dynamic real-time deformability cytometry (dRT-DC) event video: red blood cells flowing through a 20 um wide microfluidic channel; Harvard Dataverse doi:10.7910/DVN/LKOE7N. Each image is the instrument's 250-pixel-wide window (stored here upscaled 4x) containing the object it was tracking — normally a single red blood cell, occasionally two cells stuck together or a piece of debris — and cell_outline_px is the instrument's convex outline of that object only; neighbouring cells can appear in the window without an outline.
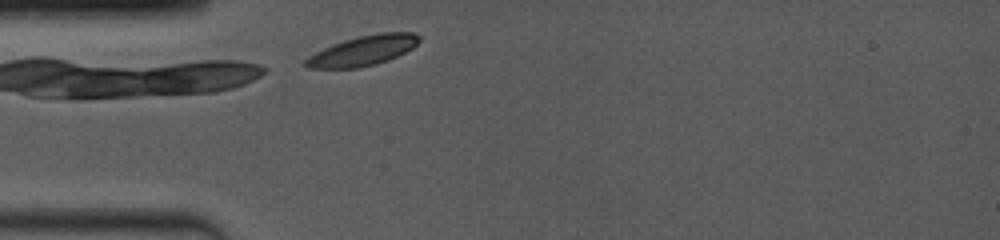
{"species": "common noctule bat (a hibernating species)", "species_latin": "Nyctalus noctula", "temperature_condition": "room temperature", "stored_images_in_passage": 22, "camera_frame_rate_fps": 4000, "um_per_image_px": 0.085, "animal": {"sex": "female", "body_mass_g": 19.0, "forearm_length_mm": 53.3}, "frame": {"image": 1, "passage_image": 1, "time_ms": 0.0, "image_size_px": [1000, 240], "cell_outline_px": [[420, 40], [412, 48], [388, 60], [376, 64], [356, 68], [304, 68], [300, 64], [308, 56], [332, 44], [344, 40], [360, 36], [380, 32], [412, 32], [420, 36]], "centroid_in_image_um": [30.8, 4.31], "position_along_channel_um": 54.2, "area_um2": 19.83}}
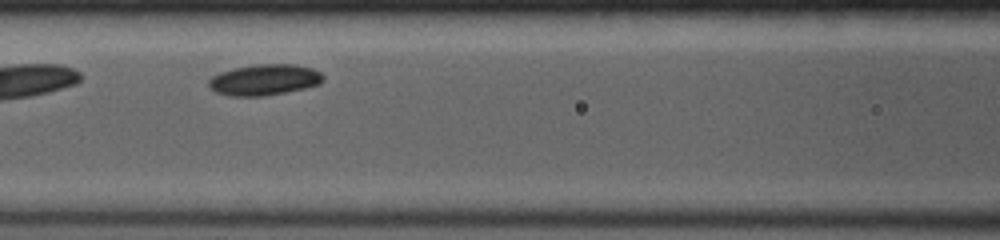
{"frame": {"image": 2, "passage_image": 11, "time_ms": 2.5, "image_size_px": [1000, 240], "cell_outline_px": [[324, 80], [320, 84], [304, 88], [264, 96], [228, 96], [216, 92], [208, 84], [208, 80], [212, 76], [220, 72], [232, 68], [256, 64], [296, 64], [312, 68], [320, 72], [324, 76]], "centroid_in_image_um": [22.48, 6.77], "position_along_channel_um": 144.1, "area_um2": 20.75}}
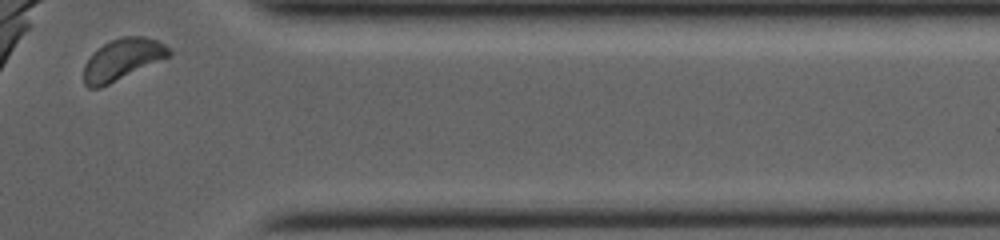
{"frame": {"image": 3, "passage_image": 22, "time_ms": 9.25, "image_size_px": [1000, 240], "cell_outline_px": [[172, 56], [100, 88], [88, 88], [84, 84], [84, 64], [104, 44], [120, 36], [144, 36], [156, 40], [164, 44], [172, 52]], "centroid_in_image_um": [10.44, 5.06], "position_along_channel_um": 401.0, "area_um2": 20.4}, "authors_computed_cell_mechanics": {"area_um2": 20.6635, "velocity_mm_per_s": 3.8743, "shape_relaxation_time_tau1_ms": 1.0873, "shape_relaxation_time_tau2_ms": 5.6579, "deformation_change_tau1": 0.0567, "deformation_change_tau2": 0.0651}}